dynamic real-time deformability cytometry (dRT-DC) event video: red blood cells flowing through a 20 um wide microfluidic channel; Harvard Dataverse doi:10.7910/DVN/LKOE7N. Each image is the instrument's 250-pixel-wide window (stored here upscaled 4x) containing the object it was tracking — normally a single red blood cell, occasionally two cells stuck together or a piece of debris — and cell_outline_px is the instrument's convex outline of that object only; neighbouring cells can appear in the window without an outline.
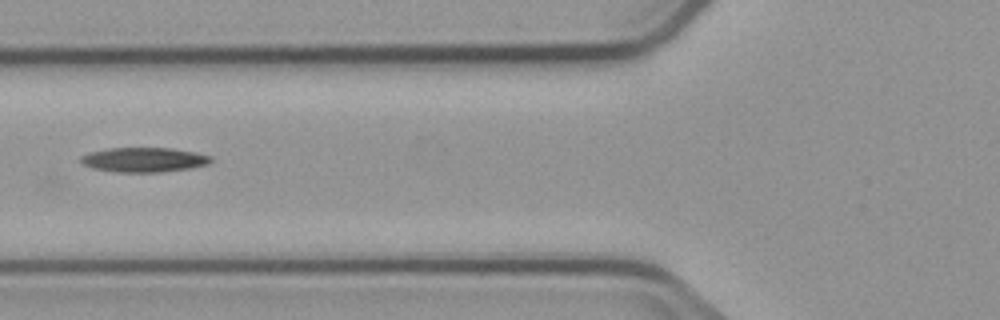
{"species": "common noctule bat (a hibernating species)", "species_latin": "Nyctalus noctula", "temperature_condition": "cold", "stored_images_in_passage": 9, "camera_frame_rate_fps": 3000, "um_per_image_px": 0.085, "animal": {"sex": "male", "body_mass_g": 23.1, "forearm_length_mm": 52.7}, "frame": {"image": 1, "passage_image": 6, "time_ms": 7.333, "image_size_px": [1000, 320], "cell_outline_px": [[212, 160], [208, 164], [192, 168], [160, 172], [116, 172], [92, 168], [84, 164], [80, 160], [80, 156], [92, 152], [112, 148], [172, 148], [212, 156]], "centroid_in_image_um": [12.25, 13.58], "position_along_channel_um": 113.5, "area_um2": 18.5}}
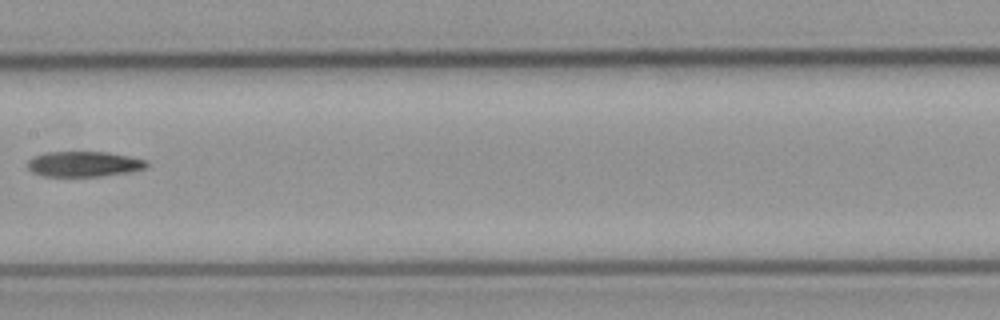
{"frame": {"image": 2, "passage_image": 8, "time_ms": 9.667, "image_size_px": [1000, 320], "cell_outline_px": [[148, 164], [144, 168], [128, 172], [100, 176], [44, 176], [32, 172], [28, 168], [28, 160], [32, 156], [48, 152], [108, 152], [148, 160]], "centroid_in_image_um": [7.11, 13.93], "position_along_channel_um": 200.3, "area_um2": 17.51}}
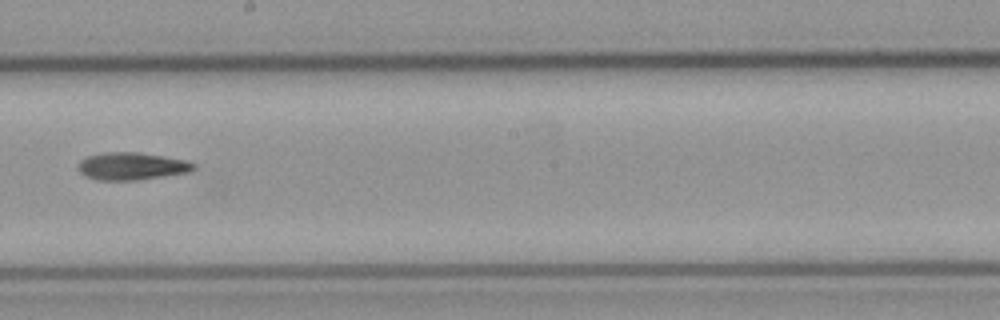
{"frame": {"image": 3, "passage_image": 9, "time_ms": 10.667, "image_size_px": [1000, 320], "cell_outline_px": [[196, 168], [188, 172], [140, 180], [96, 180], [84, 176], [76, 168], [80, 160], [88, 156], [104, 152], [136, 152], [184, 160], [196, 164]], "centroid_in_image_um": [11.14, 14.13], "position_along_channel_um": 237.1, "area_um2": 18.5}}